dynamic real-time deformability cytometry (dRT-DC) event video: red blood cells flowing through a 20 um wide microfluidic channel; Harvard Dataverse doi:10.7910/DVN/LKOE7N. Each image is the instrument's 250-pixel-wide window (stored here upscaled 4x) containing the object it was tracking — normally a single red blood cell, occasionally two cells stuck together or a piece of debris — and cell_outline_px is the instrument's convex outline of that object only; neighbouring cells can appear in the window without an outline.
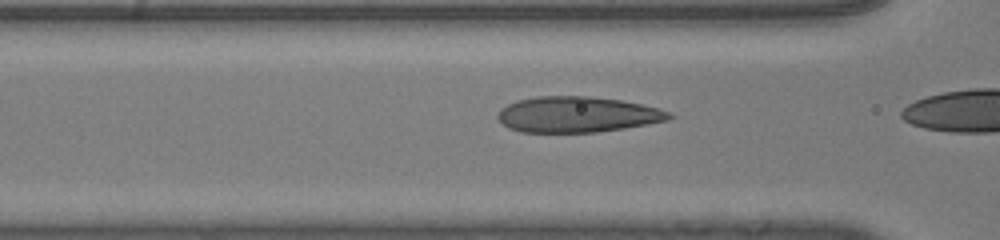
{"species": "human", "species_latin": "Homo sapiens", "temperature_condition": "room temperature", "stored_images_in_passage": 20, "camera_frame_rate_fps": 3000, "um_per_image_px": 0.085, "donor": {"sex": "male"}, "frame": {"image": 1, "passage_image": 19, "time_ms": 6.0, "image_size_px": [1000, 240], "cell_outline_px": [[676, 116], [668, 120], [648, 124], [624, 128], [596, 132], [520, 132], [508, 128], [496, 116], [500, 108], [516, 100], [536, 96], [588, 96], [620, 100], [640, 104], [656, 108], [668, 112]], "centroid_in_image_um": [49.04, 9.73], "position_along_channel_um": 117.6, "area_um2": 35.66}}